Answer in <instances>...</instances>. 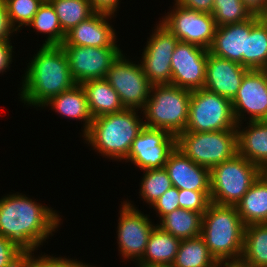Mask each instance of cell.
<instances>
[{
  "instance_id": "obj_1",
  "label": "cell",
  "mask_w": 267,
  "mask_h": 267,
  "mask_svg": "<svg viewBox=\"0 0 267 267\" xmlns=\"http://www.w3.org/2000/svg\"><path fill=\"white\" fill-rule=\"evenodd\" d=\"M60 216L51 208L36 203L24 194L0 199V235L26 251H35L52 235Z\"/></svg>"
},
{
  "instance_id": "obj_2",
  "label": "cell",
  "mask_w": 267,
  "mask_h": 267,
  "mask_svg": "<svg viewBox=\"0 0 267 267\" xmlns=\"http://www.w3.org/2000/svg\"><path fill=\"white\" fill-rule=\"evenodd\" d=\"M28 64L20 93L24 104L44 107L52 97L76 84L62 46H41Z\"/></svg>"
},
{
  "instance_id": "obj_3",
  "label": "cell",
  "mask_w": 267,
  "mask_h": 267,
  "mask_svg": "<svg viewBox=\"0 0 267 267\" xmlns=\"http://www.w3.org/2000/svg\"><path fill=\"white\" fill-rule=\"evenodd\" d=\"M136 111L139 110L124 109L93 118L83 137L103 156L114 160L126 159L132 142L145 126Z\"/></svg>"
},
{
  "instance_id": "obj_4",
  "label": "cell",
  "mask_w": 267,
  "mask_h": 267,
  "mask_svg": "<svg viewBox=\"0 0 267 267\" xmlns=\"http://www.w3.org/2000/svg\"><path fill=\"white\" fill-rule=\"evenodd\" d=\"M245 224L236 206L210 203L202 215L201 234L216 261L242 256Z\"/></svg>"
},
{
  "instance_id": "obj_5",
  "label": "cell",
  "mask_w": 267,
  "mask_h": 267,
  "mask_svg": "<svg viewBox=\"0 0 267 267\" xmlns=\"http://www.w3.org/2000/svg\"><path fill=\"white\" fill-rule=\"evenodd\" d=\"M191 90L174 85H154L141 111L148 128L163 129L177 136L186 129Z\"/></svg>"
},
{
  "instance_id": "obj_6",
  "label": "cell",
  "mask_w": 267,
  "mask_h": 267,
  "mask_svg": "<svg viewBox=\"0 0 267 267\" xmlns=\"http://www.w3.org/2000/svg\"><path fill=\"white\" fill-rule=\"evenodd\" d=\"M259 177V167L239 153L210 170V200L236 206Z\"/></svg>"
},
{
  "instance_id": "obj_7",
  "label": "cell",
  "mask_w": 267,
  "mask_h": 267,
  "mask_svg": "<svg viewBox=\"0 0 267 267\" xmlns=\"http://www.w3.org/2000/svg\"><path fill=\"white\" fill-rule=\"evenodd\" d=\"M176 148L194 163L211 170L237 154V131H184L176 136Z\"/></svg>"
},
{
  "instance_id": "obj_8",
  "label": "cell",
  "mask_w": 267,
  "mask_h": 267,
  "mask_svg": "<svg viewBox=\"0 0 267 267\" xmlns=\"http://www.w3.org/2000/svg\"><path fill=\"white\" fill-rule=\"evenodd\" d=\"M231 100L201 88L191 91L185 131L236 130Z\"/></svg>"
},
{
  "instance_id": "obj_9",
  "label": "cell",
  "mask_w": 267,
  "mask_h": 267,
  "mask_svg": "<svg viewBox=\"0 0 267 267\" xmlns=\"http://www.w3.org/2000/svg\"><path fill=\"white\" fill-rule=\"evenodd\" d=\"M115 89L125 109H143L150 97L152 85L140 64L130 62L121 53L105 78Z\"/></svg>"
},
{
  "instance_id": "obj_10",
  "label": "cell",
  "mask_w": 267,
  "mask_h": 267,
  "mask_svg": "<svg viewBox=\"0 0 267 267\" xmlns=\"http://www.w3.org/2000/svg\"><path fill=\"white\" fill-rule=\"evenodd\" d=\"M155 27V32L147 40L141 66L152 86L170 85L171 56L180 40L161 22Z\"/></svg>"
},
{
  "instance_id": "obj_11",
  "label": "cell",
  "mask_w": 267,
  "mask_h": 267,
  "mask_svg": "<svg viewBox=\"0 0 267 267\" xmlns=\"http://www.w3.org/2000/svg\"><path fill=\"white\" fill-rule=\"evenodd\" d=\"M61 46L69 60L70 74L80 85L88 80L105 79L113 62L122 53L118 46Z\"/></svg>"
},
{
  "instance_id": "obj_12",
  "label": "cell",
  "mask_w": 267,
  "mask_h": 267,
  "mask_svg": "<svg viewBox=\"0 0 267 267\" xmlns=\"http://www.w3.org/2000/svg\"><path fill=\"white\" fill-rule=\"evenodd\" d=\"M160 21L181 42L192 43L209 49L217 28L213 16L184 8L178 4Z\"/></svg>"
},
{
  "instance_id": "obj_13",
  "label": "cell",
  "mask_w": 267,
  "mask_h": 267,
  "mask_svg": "<svg viewBox=\"0 0 267 267\" xmlns=\"http://www.w3.org/2000/svg\"><path fill=\"white\" fill-rule=\"evenodd\" d=\"M176 148V136L163 129L144 128L132 142L129 155L140 170L163 168L168 156Z\"/></svg>"
},
{
  "instance_id": "obj_14",
  "label": "cell",
  "mask_w": 267,
  "mask_h": 267,
  "mask_svg": "<svg viewBox=\"0 0 267 267\" xmlns=\"http://www.w3.org/2000/svg\"><path fill=\"white\" fill-rule=\"evenodd\" d=\"M148 216L124 201L118 219V247L125 259L139 261L145 253L148 238L154 225Z\"/></svg>"
},
{
  "instance_id": "obj_15",
  "label": "cell",
  "mask_w": 267,
  "mask_h": 267,
  "mask_svg": "<svg viewBox=\"0 0 267 267\" xmlns=\"http://www.w3.org/2000/svg\"><path fill=\"white\" fill-rule=\"evenodd\" d=\"M208 50L179 41L171 56V85L196 90L204 88Z\"/></svg>"
},
{
  "instance_id": "obj_16",
  "label": "cell",
  "mask_w": 267,
  "mask_h": 267,
  "mask_svg": "<svg viewBox=\"0 0 267 267\" xmlns=\"http://www.w3.org/2000/svg\"><path fill=\"white\" fill-rule=\"evenodd\" d=\"M231 103L237 124H241L246 112L250 116L249 121L264 120L267 117V72L250 69Z\"/></svg>"
},
{
  "instance_id": "obj_17",
  "label": "cell",
  "mask_w": 267,
  "mask_h": 267,
  "mask_svg": "<svg viewBox=\"0 0 267 267\" xmlns=\"http://www.w3.org/2000/svg\"><path fill=\"white\" fill-rule=\"evenodd\" d=\"M249 70L240 63L217 57L208 51L204 89L232 100Z\"/></svg>"
},
{
  "instance_id": "obj_18",
  "label": "cell",
  "mask_w": 267,
  "mask_h": 267,
  "mask_svg": "<svg viewBox=\"0 0 267 267\" xmlns=\"http://www.w3.org/2000/svg\"><path fill=\"white\" fill-rule=\"evenodd\" d=\"M263 17L253 15L250 19L234 24L217 27L209 53L243 66V54H246L247 37L251 29Z\"/></svg>"
},
{
  "instance_id": "obj_19",
  "label": "cell",
  "mask_w": 267,
  "mask_h": 267,
  "mask_svg": "<svg viewBox=\"0 0 267 267\" xmlns=\"http://www.w3.org/2000/svg\"><path fill=\"white\" fill-rule=\"evenodd\" d=\"M109 17L111 18L112 15L95 12L88 19L80 22L67 32L61 45L86 47L117 46L115 30L108 22Z\"/></svg>"
},
{
  "instance_id": "obj_20",
  "label": "cell",
  "mask_w": 267,
  "mask_h": 267,
  "mask_svg": "<svg viewBox=\"0 0 267 267\" xmlns=\"http://www.w3.org/2000/svg\"><path fill=\"white\" fill-rule=\"evenodd\" d=\"M164 168L173 187L179 190L210 191V169L194 163L177 148L168 156Z\"/></svg>"
},
{
  "instance_id": "obj_21",
  "label": "cell",
  "mask_w": 267,
  "mask_h": 267,
  "mask_svg": "<svg viewBox=\"0 0 267 267\" xmlns=\"http://www.w3.org/2000/svg\"><path fill=\"white\" fill-rule=\"evenodd\" d=\"M181 239L163 230L160 226H154L148 238L146 250L138 261V267H156L172 265Z\"/></svg>"
},
{
  "instance_id": "obj_22",
  "label": "cell",
  "mask_w": 267,
  "mask_h": 267,
  "mask_svg": "<svg viewBox=\"0 0 267 267\" xmlns=\"http://www.w3.org/2000/svg\"><path fill=\"white\" fill-rule=\"evenodd\" d=\"M248 124L243 130L241 125L236 126L237 153L260 168L267 162V122L249 121Z\"/></svg>"
},
{
  "instance_id": "obj_23",
  "label": "cell",
  "mask_w": 267,
  "mask_h": 267,
  "mask_svg": "<svg viewBox=\"0 0 267 267\" xmlns=\"http://www.w3.org/2000/svg\"><path fill=\"white\" fill-rule=\"evenodd\" d=\"M48 105L63 117L85 122L83 134L89 130L93 117L88 108L86 93L80 84H75L71 89L52 97L44 104Z\"/></svg>"
},
{
  "instance_id": "obj_24",
  "label": "cell",
  "mask_w": 267,
  "mask_h": 267,
  "mask_svg": "<svg viewBox=\"0 0 267 267\" xmlns=\"http://www.w3.org/2000/svg\"><path fill=\"white\" fill-rule=\"evenodd\" d=\"M93 118L124 110L119 95L106 79L88 80L81 84Z\"/></svg>"
},
{
  "instance_id": "obj_25",
  "label": "cell",
  "mask_w": 267,
  "mask_h": 267,
  "mask_svg": "<svg viewBox=\"0 0 267 267\" xmlns=\"http://www.w3.org/2000/svg\"><path fill=\"white\" fill-rule=\"evenodd\" d=\"M236 209L245 225L267 223V182L259 176Z\"/></svg>"
},
{
  "instance_id": "obj_26",
  "label": "cell",
  "mask_w": 267,
  "mask_h": 267,
  "mask_svg": "<svg viewBox=\"0 0 267 267\" xmlns=\"http://www.w3.org/2000/svg\"><path fill=\"white\" fill-rule=\"evenodd\" d=\"M201 224L200 213L179 208L165 215L158 226L182 240L200 236Z\"/></svg>"
},
{
  "instance_id": "obj_27",
  "label": "cell",
  "mask_w": 267,
  "mask_h": 267,
  "mask_svg": "<svg viewBox=\"0 0 267 267\" xmlns=\"http://www.w3.org/2000/svg\"><path fill=\"white\" fill-rule=\"evenodd\" d=\"M173 267H216L217 261L210 254L201 236L182 239Z\"/></svg>"
},
{
  "instance_id": "obj_28",
  "label": "cell",
  "mask_w": 267,
  "mask_h": 267,
  "mask_svg": "<svg viewBox=\"0 0 267 267\" xmlns=\"http://www.w3.org/2000/svg\"><path fill=\"white\" fill-rule=\"evenodd\" d=\"M241 257L253 267H267V223L245 226Z\"/></svg>"
},
{
  "instance_id": "obj_29",
  "label": "cell",
  "mask_w": 267,
  "mask_h": 267,
  "mask_svg": "<svg viewBox=\"0 0 267 267\" xmlns=\"http://www.w3.org/2000/svg\"><path fill=\"white\" fill-rule=\"evenodd\" d=\"M243 66L257 70H264L267 67V17H263L247 37Z\"/></svg>"
},
{
  "instance_id": "obj_30",
  "label": "cell",
  "mask_w": 267,
  "mask_h": 267,
  "mask_svg": "<svg viewBox=\"0 0 267 267\" xmlns=\"http://www.w3.org/2000/svg\"><path fill=\"white\" fill-rule=\"evenodd\" d=\"M48 1L52 4L65 34L95 13L89 0Z\"/></svg>"
},
{
  "instance_id": "obj_31",
  "label": "cell",
  "mask_w": 267,
  "mask_h": 267,
  "mask_svg": "<svg viewBox=\"0 0 267 267\" xmlns=\"http://www.w3.org/2000/svg\"><path fill=\"white\" fill-rule=\"evenodd\" d=\"M28 26H32L40 33L49 35L42 46H61L64 42L66 34L63 32L58 16L48 0H44L40 5Z\"/></svg>"
},
{
  "instance_id": "obj_32",
  "label": "cell",
  "mask_w": 267,
  "mask_h": 267,
  "mask_svg": "<svg viewBox=\"0 0 267 267\" xmlns=\"http://www.w3.org/2000/svg\"><path fill=\"white\" fill-rule=\"evenodd\" d=\"M140 195L145 202L153 205L172 186L167 170L163 168L143 170Z\"/></svg>"
},
{
  "instance_id": "obj_33",
  "label": "cell",
  "mask_w": 267,
  "mask_h": 267,
  "mask_svg": "<svg viewBox=\"0 0 267 267\" xmlns=\"http://www.w3.org/2000/svg\"><path fill=\"white\" fill-rule=\"evenodd\" d=\"M211 15L217 27L244 22L253 16L242 0H214Z\"/></svg>"
},
{
  "instance_id": "obj_34",
  "label": "cell",
  "mask_w": 267,
  "mask_h": 267,
  "mask_svg": "<svg viewBox=\"0 0 267 267\" xmlns=\"http://www.w3.org/2000/svg\"><path fill=\"white\" fill-rule=\"evenodd\" d=\"M4 2L12 26L20 31V27L28 26L32 21L44 0H4Z\"/></svg>"
},
{
  "instance_id": "obj_35",
  "label": "cell",
  "mask_w": 267,
  "mask_h": 267,
  "mask_svg": "<svg viewBox=\"0 0 267 267\" xmlns=\"http://www.w3.org/2000/svg\"><path fill=\"white\" fill-rule=\"evenodd\" d=\"M33 251H26L22 257L21 267H94L88 264H83L75 259H67L62 257H51V256H38L34 257ZM33 255V256H32Z\"/></svg>"
},
{
  "instance_id": "obj_36",
  "label": "cell",
  "mask_w": 267,
  "mask_h": 267,
  "mask_svg": "<svg viewBox=\"0 0 267 267\" xmlns=\"http://www.w3.org/2000/svg\"><path fill=\"white\" fill-rule=\"evenodd\" d=\"M210 203V191L179 190V208L181 209L203 215Z\"/></svg>"
},
{
  "instance_id": "obj_37",
  "label": "cell",
  "mask_w": 267,
  "mask_h": 267,
  "mask_svg": "<svg viewBox=\"0 0 267 267\" xmlns=\"http://www.w3.org/2000/svg\"><path fill=\"white\" fill-rule=\"evenodd\" d=\"M24 250L0 235V267H21Z\"/></svg>"
},
{
  "instance_id": "obj_38",
  "label": "cell",
  "mask_w": 267,
  "mask_h": 267,
  "mask_svg": "<svg viewBox=\"0 0 267 267\" xmlns=\"http://www.w3.org/2000/svg\"><path fill=\"white\" fill-rule=\"evenodd\" d=\"M152 206L160 220L173 210L179 209V189L171 187Z\"/></svg>"
},
{
  "instance_id": "obj_39",
  "label": "cell",
  "mask_w": 267,
  "mask_h": 267,
  "mask_svg": "<svg viewBox=\"0 0 267 267\" xmlns=\"http://www.w3.org/2000/svg\"><path fill=\"white\" fill-rule=\"evenodd\" d=\"M17 31L11 24L4 0H0V41L9 40L11 33Z\"/></svg>"
},
{
  "instance_id": "obj_40",
  "label": "cell",
  "mask_w": 267,
  "mask_h": 267,
  "mask_svg": "<svg viewBox=\"0 0 267 267\" xmlns=\"http://www.w3.org/2000/svg\"><path fill=\"white\" fill-rule=\"evenodd\" d=\"M175 2L187 9L211 14L214 0H175Z\"/></svg>"
},
{
  "instance_id": "obj_41",
  "label": "cell",
  "mask_w": 267,
  "mask_h": 267,
  "mask_svg": "<svg viewBox=\"0 0 267 267\" xmlns=\"http://www.w3.org/2000/svg\"><path fill=\"white\" fill-rule=\"evenodd\" d=\"M11 40L0 41V73L6 72L12 62V48Z\"/></svg>"
},
{
  "instance_id": "obj_42",
  "label": "cell",
  "mask_w": 267,
  "mask_h": 267,
  "mask_svg": "<svg viewBox=\"0 0 267 267\" xmlns=\"http://www.w3.org/2000/svg\"><path fill=\"white\" fill-rule=\"evenodd\" d=\"M95 12L113 15L117 10L119 0H89Z\"/></svg>"
},
{
  "instance_id": "obj_43",
  "label": "cell",
  "mask_w": 267,
  "mask_h": 267,
  "mask_svg": "<svg viewBox=\"0 0 267 267\" xmlns=\"http://www.w3.org/2000/svg\"><path fill=\"white\" fill-rule=\"evenodd\" d=\"M252 15L267 17V0H242Z\"/></svg>"
},
{
  "instance_id": "obj_44",
  "label": "cell",
  "mask_w": 267,
  "mask_h": 267,
  "mask_svg": "<svg viewBox=\"0 0 267 267\" xmlns=\"http://www.w3.org/2000/svg\"><path fill=\"white\" fill-rule=\"evenodd\" d=\"M253 267L250 263L245 261L242 257L236 259H226L217 261L216 267Z\"/></svg>"
},
{
  "instance_id": "obj_45",
  "label": "cell",
  "mask_w": 267,
  "mask_h": 267,
  "mask_svg": "<svg viewBox=\"0 0 267 267\" xmlns=\"http://www.w3.org/2000/svg\"><path fill=\"white\" fill-rule=\"evenodd\" d=\"M259 176L267 182V162L259 168Z\"/></svg>"
},
{
  "instance_id": "obj_46",
  "label": "cell",
  "mask_w": 267,
  "mask_h": 267,
  "mask_svg": "<svg viewBox=\"0 0 267 267\" xmlns=\"http://www.w3.org/2000/svg\"><path fill=\"white\" fill-rule=\"evenodd\" d=\"M156 267H173L172 265H168V266H156Z\"/></svg>"
}]
</instances>
